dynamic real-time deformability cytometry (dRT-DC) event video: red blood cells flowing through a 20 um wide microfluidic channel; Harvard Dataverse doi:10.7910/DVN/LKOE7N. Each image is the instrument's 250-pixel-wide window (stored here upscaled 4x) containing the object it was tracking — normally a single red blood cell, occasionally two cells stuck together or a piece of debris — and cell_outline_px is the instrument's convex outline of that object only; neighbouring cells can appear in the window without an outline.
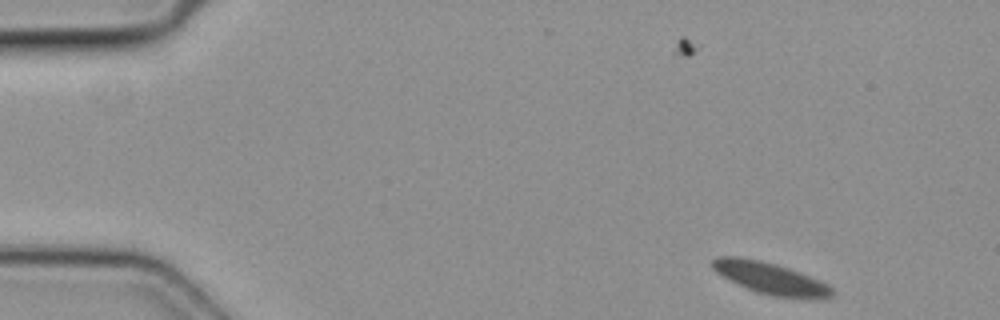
{"species": "common noctule bat (a hibernating species)", "species_latin": "Nyctalus noctula", "temperature_condition": "cold", "stored_images_in_passage": 2, "camera_frame_rate_fps": 3000, "um_per_image_px": 0.085, "animal": {"sex": "female", "body_mass_g": 19.3, "forearm_length_mm": 54.1}, "frame": {"image": 1, "passage_image": 1, "time_ms": 0.0, "image_size_px": [1000, 320], "cell_outline_px": [[832, 296], [824, 300], [808, 300], [772, 296], [756, 292], [716, 272], [712, 268], [712, 260], [716, 256], [736, 256], [760, 260], [776, 264], [788, 268], [820, 280], [828, 284], [832, 288]], "centroid_in_image_um": [65.56, 23.68], "position_along_channel_um": 19.4, "area_um2": 22.25}}